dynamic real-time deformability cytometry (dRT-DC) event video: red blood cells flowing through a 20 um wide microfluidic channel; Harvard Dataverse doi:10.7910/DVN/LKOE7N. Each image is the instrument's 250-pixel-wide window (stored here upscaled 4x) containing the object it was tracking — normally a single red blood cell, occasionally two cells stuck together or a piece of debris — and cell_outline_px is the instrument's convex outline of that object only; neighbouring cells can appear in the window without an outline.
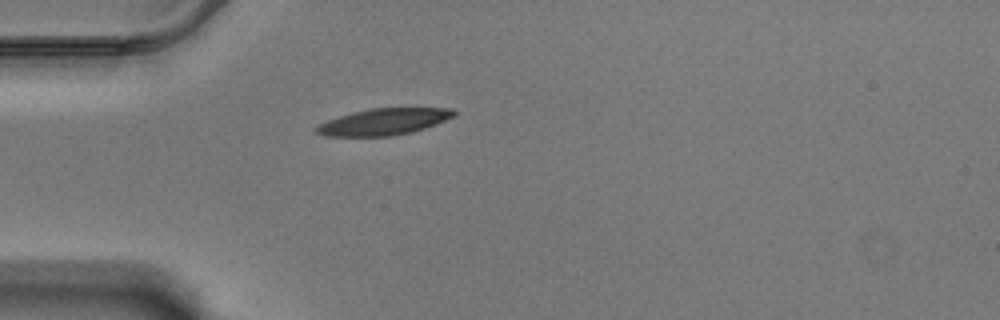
{"species": "Egyptian fruit bat (a non-hibernating species)", "species_latin": "Rousettus aegyptiacus", "temperature_condition": "warm", "stored_images_in_passage": 43, "camera_frame_rate_fps": 3000, "um_per_image_px": 0.085, "animal": {"sex": "male"}, "frame": {"image": 1, "passage_image": 1, "time_ms": 0.0, "image_size_px": [1000, 320], "cell_outline_px": [[456, 116], [436, 124], [412, 132], [392, 136], [324, 136], [316, 132], [312, 128], [328, 120], [352, 112], [372, 108], [452, 108], [456, 112]], "centroid_in_image_um": [32.63, 10.35], "position_along_channel_um": 52.4, "area_um2": 21.27}}
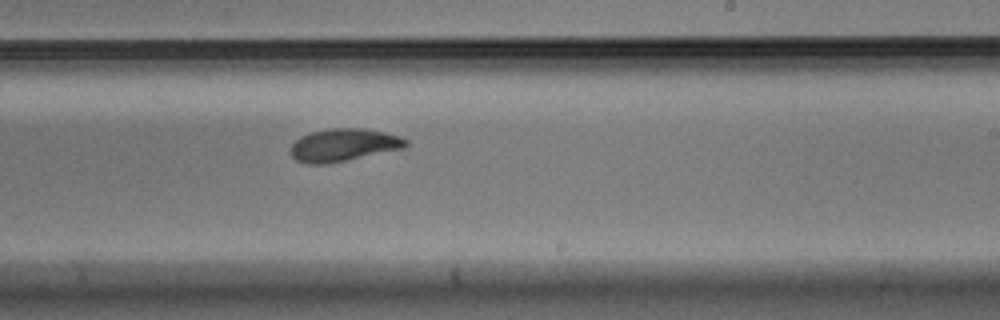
{"frame": {"image": 2, "passage_image": 20, "time_ms": 6.333, "image_size_px": [1000, 320], "cell_outline_px": [[408, 144], [404, 148], [328, 164], [308, 164], [296, 160], [292, 156], [292, 144], [300, 136], [312, 132], [332, 128], [364, 128], [384, 132], [408, 140]], "centroid_in_image_um": [29.2, 12.33], "position_along_channel_um": 259.8, "area_um2": 21.73}}
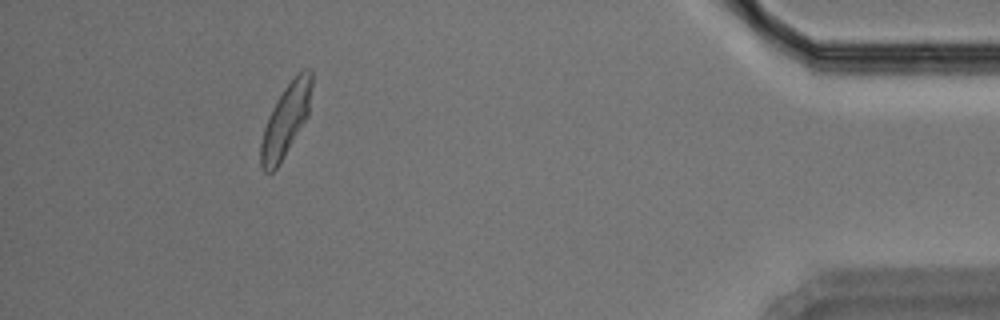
{"frame": {"image": 3, "passage_image": 38, "time_ms": 12.333, "image_size_px": [1000, 320], "cell_outline_px": [[312, 84], [308, 116], [284, 156], [276, 168], [272, 172], [264, 172], [260, 164], [260, 144], [264, 128], [268, 116], [276, 100], [284, 88], [296, 72], [304, 68], [308, 68], [312, 72]], "centroid_in_image_um": [24.29, 10.17], "position_along_channel_um": 410.9, "area_um2": 21.44}, "authors_computed_cell_mechanics": {"area_um2": 21.5594, "velocity_mm_per_s": 3.4372, "shape_relaxation_time_tau1_ms": 4.7197, "shape_relaxation_time_tau2_ms": 3.0067, "deformation_change_tau1": 0.1613, "deformation_change_tau2": 0.0817}}